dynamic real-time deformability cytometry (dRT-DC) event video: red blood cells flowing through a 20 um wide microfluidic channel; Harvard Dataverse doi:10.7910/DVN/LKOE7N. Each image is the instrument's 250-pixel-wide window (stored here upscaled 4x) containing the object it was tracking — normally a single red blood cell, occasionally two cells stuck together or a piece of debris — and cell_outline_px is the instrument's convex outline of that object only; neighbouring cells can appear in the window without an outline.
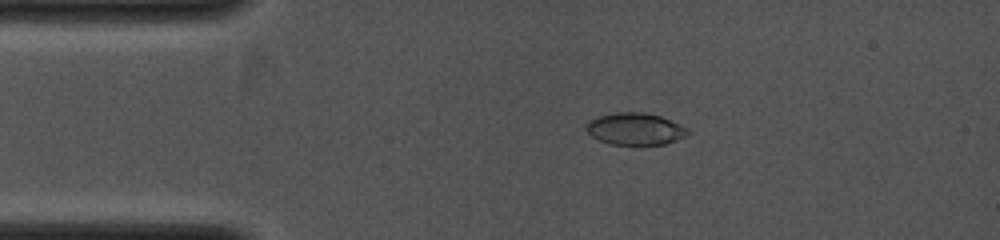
{"species": "common noctule bat (a hibernating species)", "species_latin": "Nyctalus noctula", "temperature_condition": "cold", "stored_images_in_passage": 4, "camera_frame_rate_fps": 4000, "um_per_image_px": 0.085, "animal": {"sex": "female", "body_mass_g": 19.0, "forearm_length_mm": 53.3}, "frame": {"image": 1, "passage_image": 3, "time_ms": 1.75, "image_size_px": [1000, 240], "cell_outline_px": [[692, 132], [676, 140], [664, 144], [612, 144], [600, 140], [592, 136], [584, 128], [584, 124], [588, 120], [596, 116], [616, 112], [644, 112], [660, 116], [680, 124], [688, 128]], "centroid_in_image_um": [53.96, 10.94], "position_along_channel_um": 31.0, "area_um2": 19.02}}